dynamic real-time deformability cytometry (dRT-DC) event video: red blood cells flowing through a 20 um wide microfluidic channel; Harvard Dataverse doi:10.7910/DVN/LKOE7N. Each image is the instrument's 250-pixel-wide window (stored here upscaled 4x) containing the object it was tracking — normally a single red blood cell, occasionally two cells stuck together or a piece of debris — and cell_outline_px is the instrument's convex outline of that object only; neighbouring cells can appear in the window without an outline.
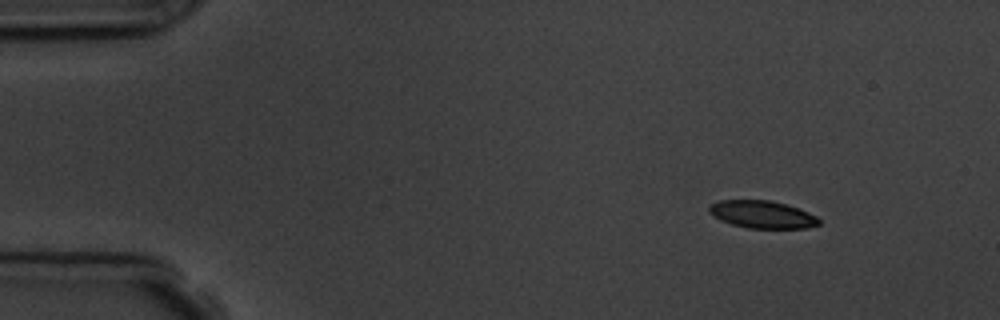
{"species": "common noctule bat (a hibernating species)", "species_latin": "Nyctalus noctula", "temperature_condition": "room temperature", "stored_images_in_passage": 3, "camera_frame_rate_fps": 3000, "um_per_image_px": 0.085, "animal": {"sex": "male", "body_mass_g": 19.5, "forearm_length_mm": 54.6}, "frame": {"image": 1, "passage_image": 1, "time_ms": 0.0, "image_size_px": [1000, 320], "cell_outline_px": [[820, 224], [804, 228], [748, 228], [732, 224], [720, 220], [712, 216], [708, 212], [708, 208], [712, 204], [720, 200], [768, 200], [784, 204], [808, 212], [816, 216], [820, 220]], "centroid_in_image_um": [64.75, 18.23], "position_along_channel_um": 20.2, "area_um2": 17.46}}